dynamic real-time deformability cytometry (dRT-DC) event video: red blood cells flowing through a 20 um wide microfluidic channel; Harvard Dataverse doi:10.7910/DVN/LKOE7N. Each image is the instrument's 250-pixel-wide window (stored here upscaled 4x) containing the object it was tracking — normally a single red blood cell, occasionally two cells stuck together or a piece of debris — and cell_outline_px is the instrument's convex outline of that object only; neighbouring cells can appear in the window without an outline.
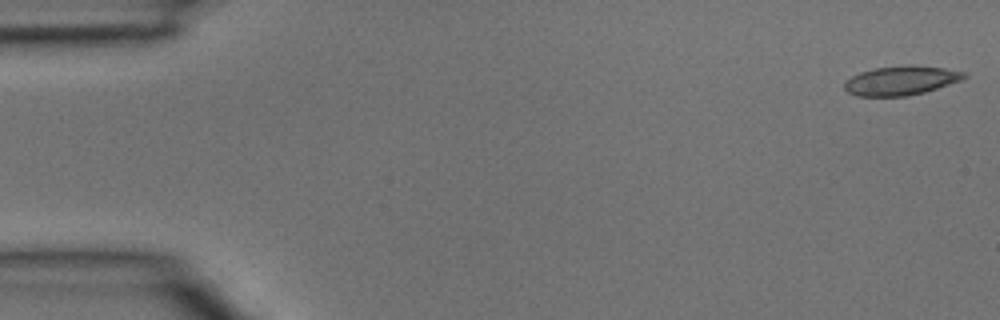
{"species": "common noctule bat (a hibernating species)", "species_latin": "Nyctalus noctula", "temperature_condition": "room temperature", "stored_images_in_passage": 9, "camera_frame_rate_fps": 3000, "um_per_image_px": 0.085, "animal": {"sex": "male", "body_mass_g": 15.6}, "frame": {"image": 1, "passage_image": 1, "time_ms": 0.0, "image_size_px": [1000, 320], "cell_outline_px": [[968, 76], [960, 80], [924, 92], [908, 96], [856, 96], [848, 92], [844, 88], [844, 84], [852, 76], [860, 72], [876, 68], [904, 64], [912, 64], [944, 68], [968, 72]], "centroid_in_image_um": [76.6, 6.83], "position_along_channel_um": 8.4, "area_um2": 20.4}}